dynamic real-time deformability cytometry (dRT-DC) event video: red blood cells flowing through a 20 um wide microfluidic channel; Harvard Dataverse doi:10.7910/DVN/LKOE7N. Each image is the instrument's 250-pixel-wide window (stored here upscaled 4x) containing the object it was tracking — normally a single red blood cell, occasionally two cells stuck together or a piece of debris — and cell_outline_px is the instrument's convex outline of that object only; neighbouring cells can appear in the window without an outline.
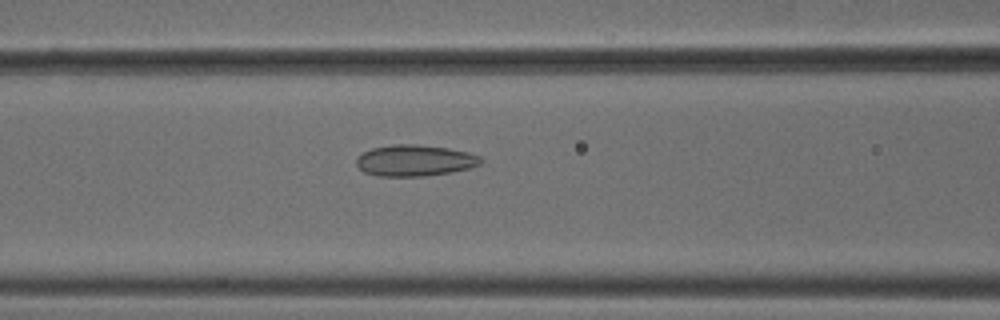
{"species": "common noctule bat (a hibernating species)", "species_latin": "Nyctalus noctula", "temperature_condition": "cold", "stored_images_in_passage": 46, "camera_frame_rate_fps": 3000, "um_per_image_px": 0.085, "animal": {"sex": "male", "body_mass_g": 18.8}, "frame": {"image": 1, "passage_image": 15, "time_ms": 4.667, "image_size_px": [1000, 320], "cell_outline_px": [[484, 160], [480, 164], [472, 168], [452, 172], [428, 176], [376, 176], [364, 172], [356, 164], [356, 156], [372, 148], [392, 144], [416, 144], [448, 148], [468, 152], [480, 156]], "centroid_in_image_um": [35.27, 13.64], "position_along_channel_um": 131.3, "area_um2": 22.95}}
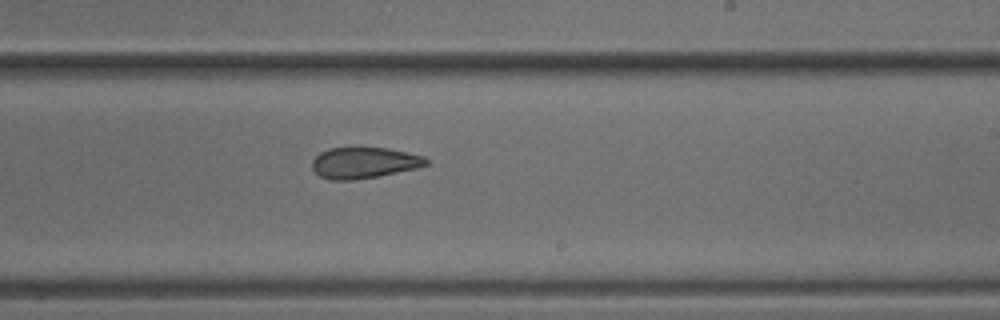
{"frame": {"image": 2, "passage_image": 25, "time_ms": 8.0, "image_size_px": [1000, 320], "cell_outline_px": [[428, 164], [416, 168], [380, 176], [352, 180], [328, 180], [320, 176], [312, 168], [312, 160], [320, 152], [328, 148], [388, 148], [424, 156], [428, 160]], "centroid_in_image_um": [30.93, 13.84], "position_along_channel_um": 258.1, "area_um2": 20.63}}
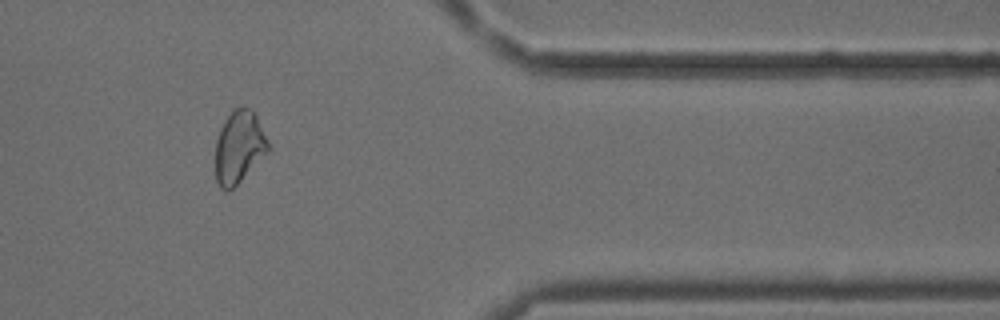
{"frame": {"image": 3, "passage_image": 37, "time_ms": 12.0, "image_size_px": [1000, 320], "cell_outline_px": [[268, 152], [228, 192], [220, 188], [216, 180], [216, 140], [220, 128], [224, 120], [232, 108], [252, 108], [268, 140]], "centroid_in_image_um": [20.3, 12.48], "position_along_channel_um": 391.1, "area_um2": 22.02}, "authors_computed_cell_mechanics": {"area_um2": 22.6576, "velocity_mm_per_s": 3.8005, "shape_relaxation_time_tau1_ms": null, "shape_relaxation_time_tau2_ms": 2.7385, "deformation_change_tau1": null, "deformation_change_tau2": 0.0863}}